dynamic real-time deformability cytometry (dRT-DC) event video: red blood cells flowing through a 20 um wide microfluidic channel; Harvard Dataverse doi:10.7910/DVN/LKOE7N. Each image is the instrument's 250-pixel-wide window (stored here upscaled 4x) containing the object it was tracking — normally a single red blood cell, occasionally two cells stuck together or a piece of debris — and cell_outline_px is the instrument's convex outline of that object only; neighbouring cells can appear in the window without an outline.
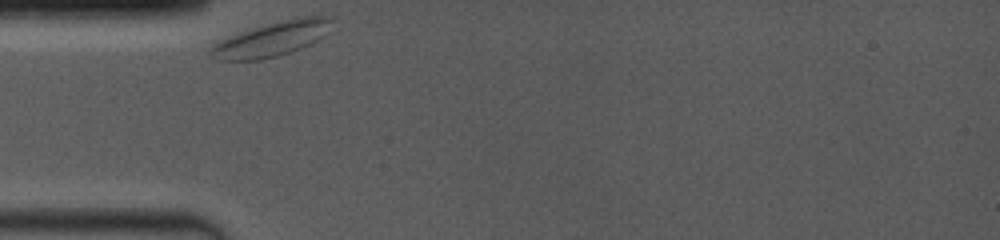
{"species": "common noctule bat (a hibernating species)", "species_latin": "Nyctalus noctula", "temperature_condition": "room temperature", "stored_images_in_passage": 45, "camera_frame_rate_fps": 4000, "um_per_image_px": 0.085, "animal": {"sex": "female", "body_mass_g": 19.0, "forearm_length_mm": 53.3}, "frame": {"image": 1, "passage_image": 1, "time_ms": 0.0, "image_size_px": [1000, 240], "cell_outline_px": [[328, 20], [320, 36], [316, 40], [300, 48], [280, 56], [260, 60], [220, 60], [208, 56], [208, 48], [220, 40], [252, 28], [300, 16], [328, 16]], "centroid_in_image_um": [22.93, 3.36], "position_along_channel_um": 62.1, "area_um2": 23.52}}
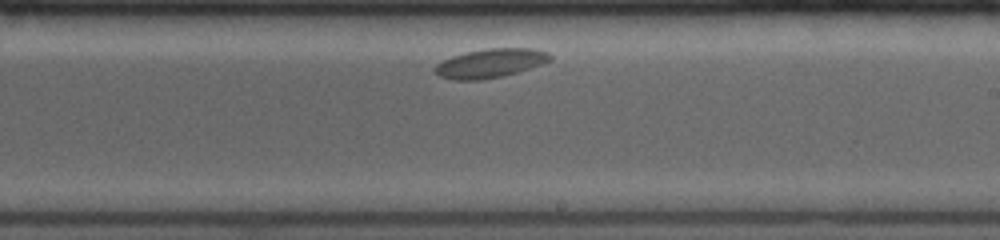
{"frame": {"image": 2, "passage_image": 25, "time_ms": 5.5, "image_size_px": [1000, 240], "cell_outline_px": [[552, 60], [504, 76], [480, 80], [452, 80], [440, 76], [432, 68], [436, 64], [452, 56], [484, 48], [532, 48], [548, 52], [552, 56]], "centroid_in_image_um": [41.66, 5.37], "position_along_channel_um": 247.3, "area_um2": 19.36}}
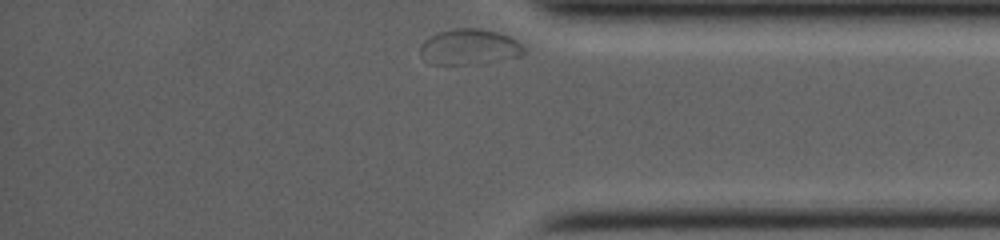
{"frame": {"image": 3, "passage_image": 45, "time_ms": 9.75, "image_size_px": [1000, 240], "cell_outline_px": [[524, 56], [472, 64], [428, 64], [420, 56], [420, 44], [424, 40], [436, 32], [452, 28], [480, 28], [496, 32], [508, 36], [516, 40], [524, 48]], "centroid_in_image_um": [39.84, 3.99], "position_along_channel_um": 395.4, "area_um2": 21.73}}